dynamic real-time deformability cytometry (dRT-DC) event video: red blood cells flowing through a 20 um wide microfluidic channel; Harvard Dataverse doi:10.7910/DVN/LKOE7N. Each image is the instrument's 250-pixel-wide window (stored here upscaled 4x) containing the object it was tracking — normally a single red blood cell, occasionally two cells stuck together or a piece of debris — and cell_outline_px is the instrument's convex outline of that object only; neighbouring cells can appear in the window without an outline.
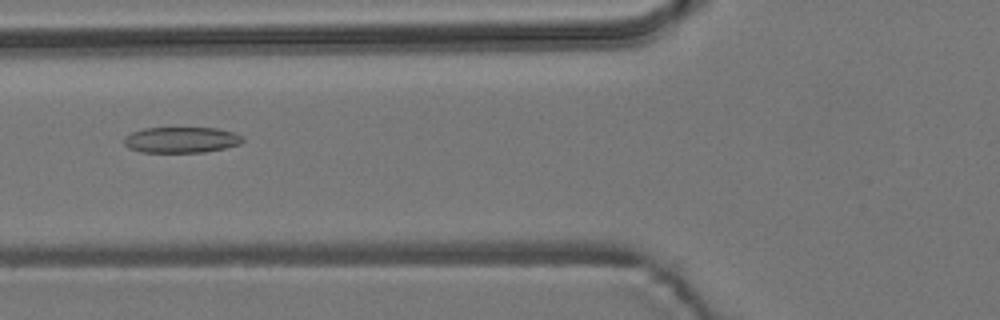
{"species": "common noctule bat (a hibernating species)", "species_latin": "Nyctalus noctula", "temperature_condition": "room temperature", "stored_images_in_passage": 55, "camera_frame_rate_fps": 3000, "um_per_image_px": 0.085, "animal": {"sex": "male", "body_mass_g": 19.2, "forearm_length_mm": 51.8}, "frame": {"image": 1, "passage_image": 21, "time_ms": 6.667, "image_size_px": [1000, 320], "cell_outline_px": [[244, 140], [240, 144], [224, 148], [204, 152], [140, 152], [128, 148], [124, 144], [124, 136], [132, 132], [144, 128], [216, 128], [232, 132], [240, 136]], "centroid_in_image_um": [15.36, 11.89], "position_along_channel_um": 110.4, "area_um2": 17.8}}
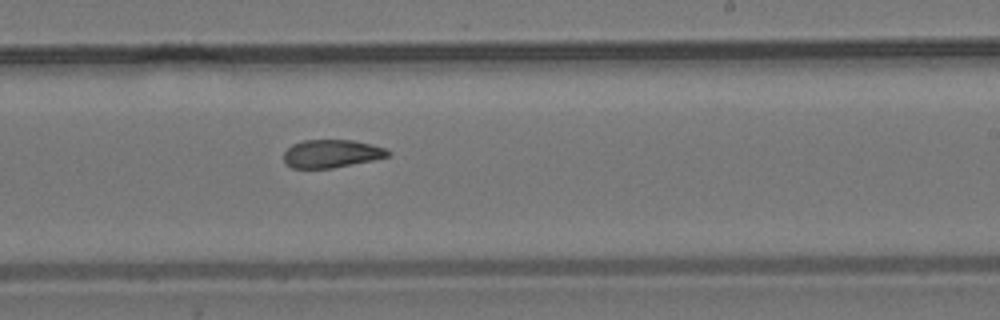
{"frame": {"image": 2, "passage_image": 33, "time_ms": 10.667, "image_size_px": [1000, 320], "cell_outline_px": [[392, 152], [388, 156], [372, 160], [332, 168], [292, 168], [284, 164], [284, 152], [292, 144], [304, 140], [352, 140], [384, 148]], "centroid_in_image_um": [28.13, 13.06], "position_along_channel_um": 260.9, "area_um2": 16.88}}
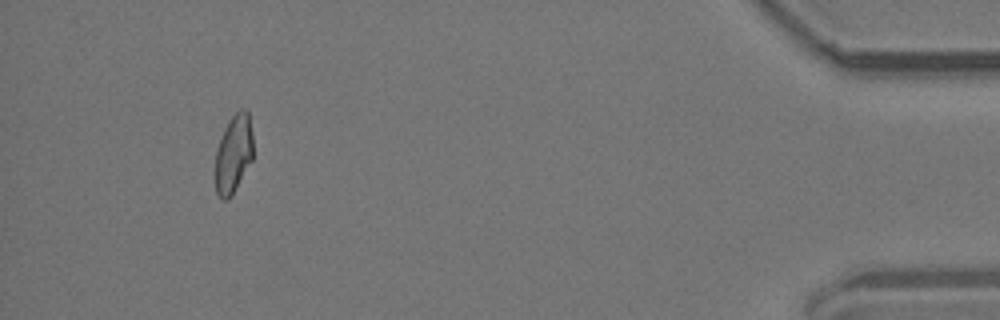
{"frame": {"image": 3, "passage_image": 51, "time_ms": 16.667, "image_size_px": [1000, 320], "cell_outline_px": [[252, 160], [232, 196], [228, 200], [224, 200], [216, 192], [216, 152], [224, 128], [228, 120], [240, 108], [244, 108], [248, 112], [252, 136]], "centroid_in_image_um": [19.85, 13.07], "position_along_channel_um": 415.3, "area_um2": 17.11}, "authors_computed_cell_mechanics": {"area_um2": 18.0336, "velocity_mm_per_s": 3.7632, "shape_relaxation_time_tau1_ms": null, "shape_relaxation_time_tau2_ms": 2.3386, "deformation_change_tau1": null, "deformation_change_tau2": 0.0903}}